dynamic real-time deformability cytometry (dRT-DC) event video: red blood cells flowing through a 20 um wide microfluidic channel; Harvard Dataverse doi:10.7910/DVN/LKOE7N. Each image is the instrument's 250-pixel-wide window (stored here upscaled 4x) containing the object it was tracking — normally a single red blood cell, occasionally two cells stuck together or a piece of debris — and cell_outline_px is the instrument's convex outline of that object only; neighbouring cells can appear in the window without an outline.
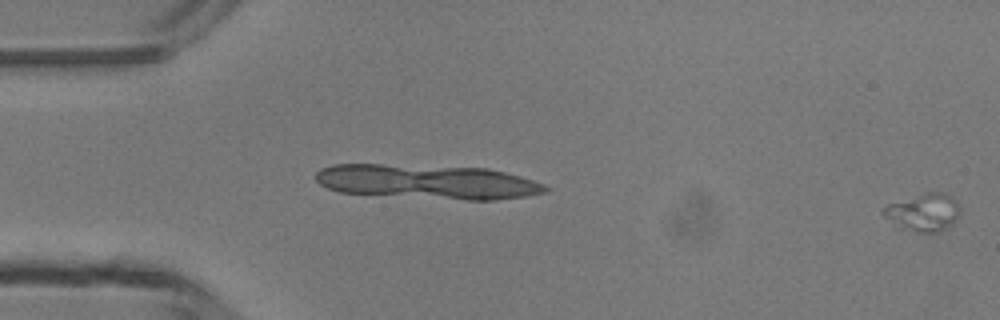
{"species": "common noctule bat (a hibernating species)", "species_latin": "Nyctalus noctula", "temperature_condition": "room temperature", "stored_images_in_passage": 4, "camera_frame_rate_fps": 3000, "um_per_image_px": 0.085, "animal": {"sex": "male", "body_mass_g": 13.3}, "frame": {"image": 1, "passage_image": 4, "time_ms": 3.667, "image_size_px": [1000, 320], "cell_outline_px": [[960, 212], [956, 220], [952, 224], [936, 232], [920, 232], [896, 228], [880, 212], [888, 204], [928, 192], [944, 192], [960, 208]], "centroid_in_image_um": [78.44, 18.07], "position_along_channel_um": 6.6, "area_um2": 16.59}}